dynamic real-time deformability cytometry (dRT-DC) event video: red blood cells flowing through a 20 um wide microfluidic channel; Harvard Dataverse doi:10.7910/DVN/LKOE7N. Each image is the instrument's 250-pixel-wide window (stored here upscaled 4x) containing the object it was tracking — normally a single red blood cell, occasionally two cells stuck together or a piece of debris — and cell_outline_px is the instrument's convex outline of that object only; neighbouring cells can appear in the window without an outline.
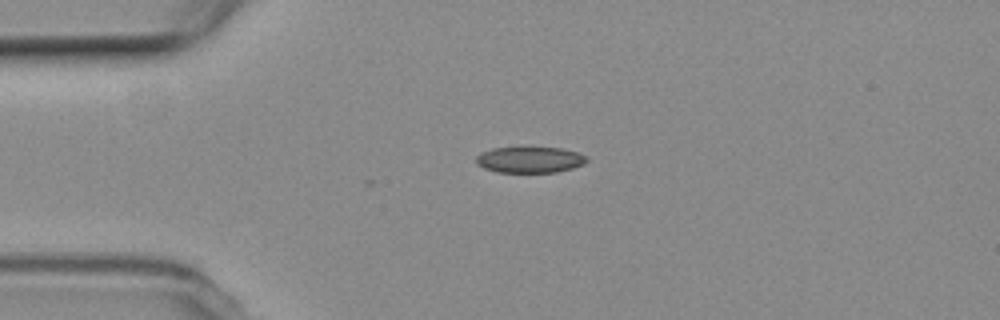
{"species": "common noctule bat (a hibernating species)", "species_latin": "Nyctalus noctula", "temperature_condition": "room temperature", "stored_images_in_passage": 2, "camera_frame_rate_fps": 3000, "um_per_image_px": 0.085, "animal": {"sex": "female", "body_mass_g": 19.3, "forearm_length_mm": 54.1}, "frame": {"image": 1, "passage_image": 1, "time_ms": 0.0, "image_size_px": [1000, 320], "cell_outline_px": [[588, 160], [584, 164], [572, 168], [556, 172], [496, 172], [484, 168], [476, 164], [476, 156], [480, 152], [492, 148], [528, 144], [560, 148], [576, 152], [588, 156]], "centroid_in_image_um": [45.0, 13.52], "position_along_channel_um": 40.0, "area_um2": 17.74}}